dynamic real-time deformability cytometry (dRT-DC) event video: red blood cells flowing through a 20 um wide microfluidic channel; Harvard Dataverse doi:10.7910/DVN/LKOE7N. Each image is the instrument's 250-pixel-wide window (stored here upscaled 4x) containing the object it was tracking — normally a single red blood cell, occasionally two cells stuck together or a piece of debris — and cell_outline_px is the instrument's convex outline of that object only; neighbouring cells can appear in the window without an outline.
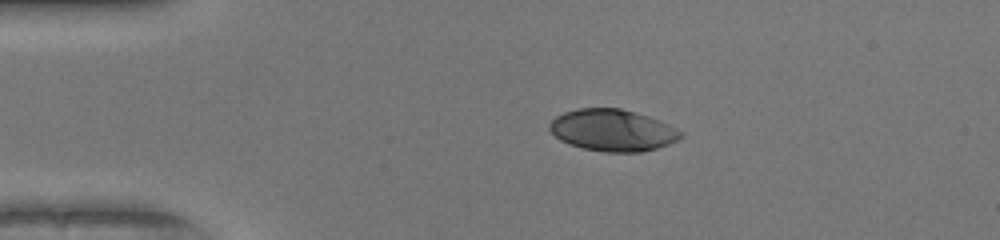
{"species": "human", "species_latin": "Homo sapiens", "temperature_condition": "warm", "stored_images_in_passage": 41, "camera_frame_rate_fps": 3000, "um_per_image_px": 0.085, "donor": {"sex": "female"}, "frame": {"image": 1, "passage_image": 1, "time_ms": 0.0, "image_size_px": [1000, 240], "cell_outline_px": [[684, 136], [668, 144], [656, 148], [640, 152], [604, 152], [584, 148], [568, 144], [560, 140], [548, 128], [548, 124], [556, 116], [564, 112], [576, 108], [620, 108], [636, 112], [648, 116], [668, 124], [684, 132]], "centroid_in_image_um": [52.06, 11.06], "position_along_channel_um": 32.9, "area_um2": 31.96}}
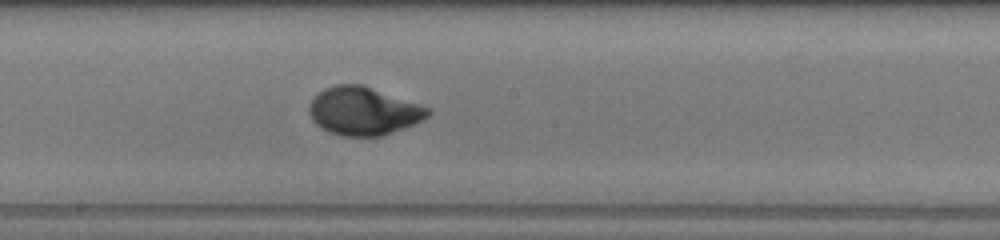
{"frame": {"image": 2, "passage_image": 18, "time_ms": 5.667, "image_size_px": [1000, 240], "cell_outline_px": [[432, 112], [424, 120], [380, 136], [340, 136], [328, 132], [316, 124], [312, 120], [308, 112], [308, 108], [312, 100], [324, 88], [336, 84], [360, 84], [432, 108]], "centroid_in_image_um": [30.89, 9.44], "position_along_channel_um": 217.3, "area_um2": 33.18}}
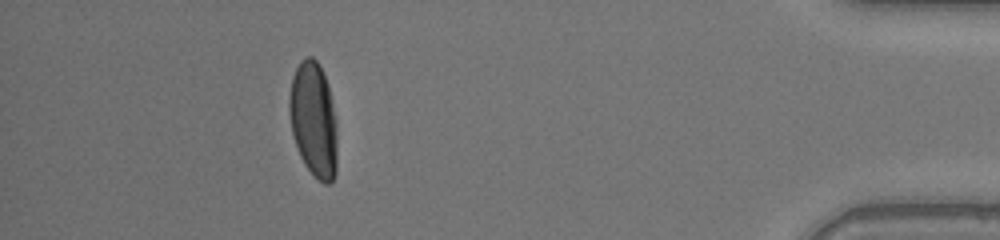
{"frame": {"image": 3, "passage_image": 36, "time_ms": 11.667, "image_size_px": [1000, 240], "cell_outline_px": [[336, 172], [332, 180], [328, 184], [324, 184], [304, 164], [300, 156], [292, 132], [288, 112], [288, 96], [292, 76], [300, 60], [304, 56], [312, 56], [316, 60], [328, 84], [336, 120]], "centroid_in_image_um": [26.63, 10.13], "position_along_channel_um": 408.6, "area_um2": 32.14}, "authors_computed_cell_mechanics": {"area_um2": 32.4836, "velocity_mm_per_s": 4.1305, "shape_relaxation_time_tau1_ms": 3.5207, "shape_relaxation_time_tau2_ms": null, "deformation_change_tau1": 0.2002, "deformation_change_tau2": null}}